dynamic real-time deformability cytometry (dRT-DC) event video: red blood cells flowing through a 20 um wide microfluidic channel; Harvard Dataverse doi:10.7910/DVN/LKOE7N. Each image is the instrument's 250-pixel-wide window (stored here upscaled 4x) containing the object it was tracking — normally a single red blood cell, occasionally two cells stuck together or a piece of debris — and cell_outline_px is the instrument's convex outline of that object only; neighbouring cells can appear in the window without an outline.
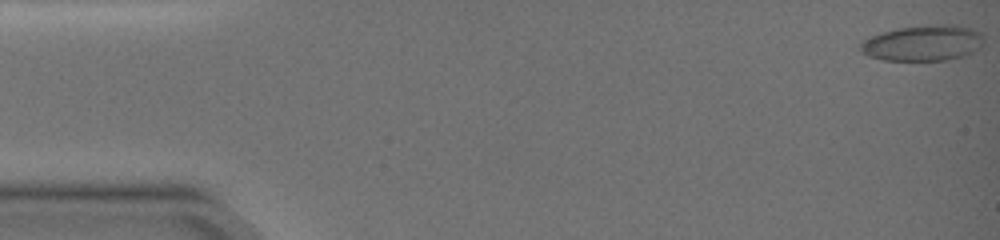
{"species": "common noctule bat (a hibernating species)", "species_latin": "Nyctalus noctula", "temperature_condition": "warm", "stored_images_in_passage": 52, "camera_frame_rate_fps": 3000, "um_per_image_px": 0.085, "animal": {"sex": "female", "body_mass_g": 19.0, "forearm_length_mm": 51.5}, "frame": {"image": 1, "passage_image": 1, "time_ms": 0.0, "image_size_px": [1000, 240], "cell_outline_px": [[984, 44], [980, 48], [964, 56], [944, 60], [884, 60], [868, 56], [860, 48], [860, 44], [864, 40], [872, 36], [884, 32], [900, 28], [928, 24], [956, 24], [972, 28], [980, 32], [984, 36]], "centroid_in_image_um": [78.53, 3.64], "position_along_channel_um": 6.5, "area_um2": 25.78}}
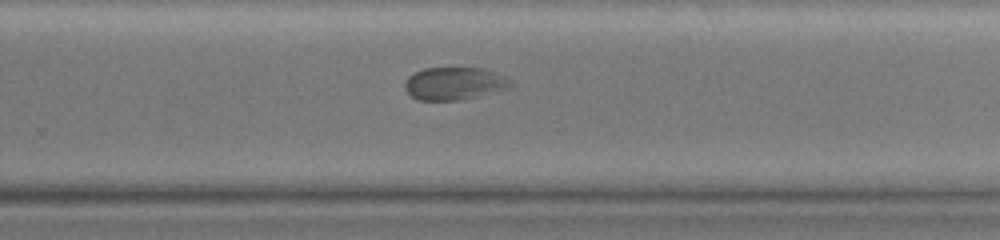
{"frame": {"image": 2, "passage_image": 36, "time_ms": 11.667, "image_size_px": [1000, 240], "cell_outline_px": [[512, 84], [508, 88], [460, 100], [420, 100], [412, 96], [404, 88], [404, 84], [408, 76], [424, 68], [460, 64], [484, 68], [504, 76], [512, 80]], "centroid_in_image_um": [38.61, 7.03], "position_along_channel_um": 291.2, "area_um2": 20.81}}
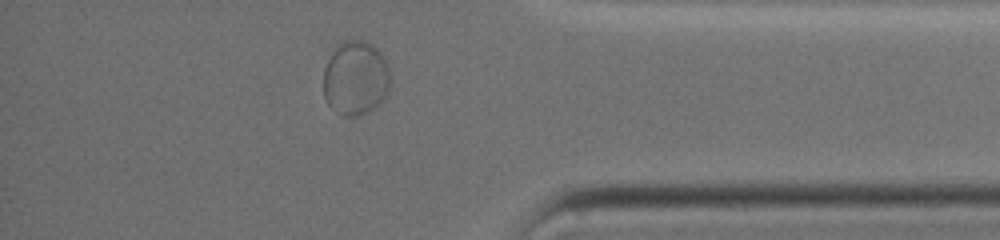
{"frame": {"image": 3, "passage_image": 46, "time_ms": 15.0, "image_size_px": [1000, 240], "cell_outline_px": [[392, 80], [388, 92], [384, 100], [368, 112], [356, 116], [340, 116], [328, 104], [324, 96], [324, 68], [336, 44], [340, 40], [364, 40], [372, 44], [380, 52], [392, 76]], "centroid_in_image_um": [30.24, 6.64], "position_along_channel_um": 405.0, "area_um2": 29.48}}